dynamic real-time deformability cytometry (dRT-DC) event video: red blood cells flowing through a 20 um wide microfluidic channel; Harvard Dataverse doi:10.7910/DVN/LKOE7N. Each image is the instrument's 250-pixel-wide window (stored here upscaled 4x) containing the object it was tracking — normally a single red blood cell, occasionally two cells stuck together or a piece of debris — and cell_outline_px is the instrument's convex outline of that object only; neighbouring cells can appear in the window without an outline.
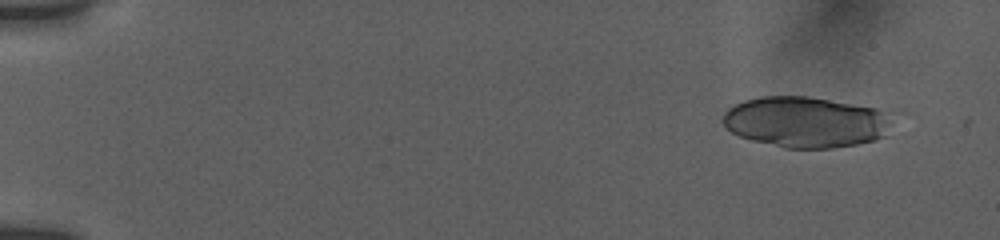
{"species": "human", "species_latin": "Homo sapiens", "temperature_condition": "room temperature", "stored_images_in_passage": 43, "camera_frame_rate_fps": 3000, "um_per_image_px": 0.085, "donor": {"sex": "female"}, "frame": {"image": 1, "passage_image": 4, "time_ms": 1.0, "image_size_px": [1000, 240], "cell_outline_px": [[884, 136], [876, 140], [856, 144], [832, 148], [784, 148], [752, 140], [740, 136], [732, 132], [720, 120], [724, 112], [728, 108], [744, 100], [760, 96], [808, 96], [876, 108], [884, 112]], "centroid_in_image_um": [68.35, 10.37], "position_along_channel_um": 16.7, "area_um2": 49.42}}
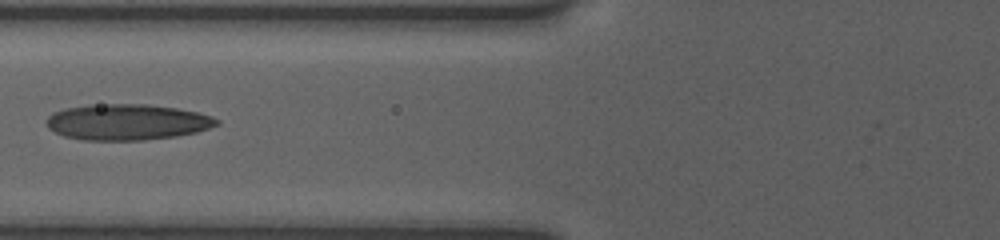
{"frame": {"image": 2, "passage_image": 23, "time_ms": 7.667, "image_size_px": [1000, 240], "cell_outline_px": [[220, 124], [196, 132], [176, 136], [144, 140], [84, 140], [64, 136], [48, 128], [48, 116], [52, 112], [64, 108], [88, 104], [148, 104], [176, 108], [196, 112], [212, 116], [220, 120]], "centroid_in_image_um": [10.8, 10.37], "position_along_channel_um": 115.0, "area_um2": 35.72}}
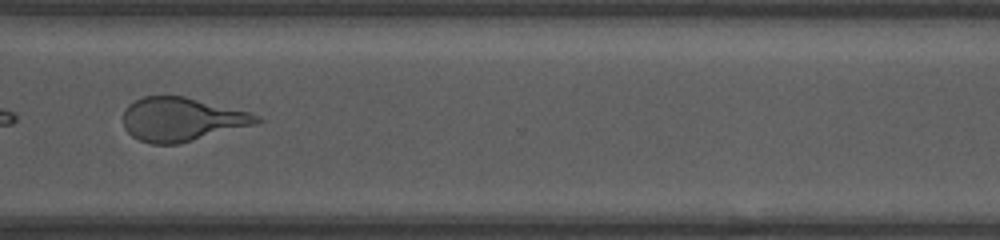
{"frame": {"image": 3, "passage_image": 38, "time_ms": 14.0, "image_size_px": [1000, 240], "cell_outline_px": [[264, 120], [252, 124], [180, 144], [152, 144], [140, 140], [132, 136], [124, 128], [124, 112], [128, 104], [144, 96], [184, 96], [248, 112], [260, 116]], "centroid_in_image_um": [15.4, 10.14], "position_along_channel_um": 355.2, "area_um2": 33.52}, "authors_computed_cell_mechanics": {"area_um2": 37.2232, "velocity_mm_per_s": 3.7852, "shape_relaxation_time_tau1_ms": 9.0822, "shape_relaxation_time_tau2_ms": 1.177, "deformation_change_tau1": 0.2579, "deformation_change_tau2": 0.1134}}